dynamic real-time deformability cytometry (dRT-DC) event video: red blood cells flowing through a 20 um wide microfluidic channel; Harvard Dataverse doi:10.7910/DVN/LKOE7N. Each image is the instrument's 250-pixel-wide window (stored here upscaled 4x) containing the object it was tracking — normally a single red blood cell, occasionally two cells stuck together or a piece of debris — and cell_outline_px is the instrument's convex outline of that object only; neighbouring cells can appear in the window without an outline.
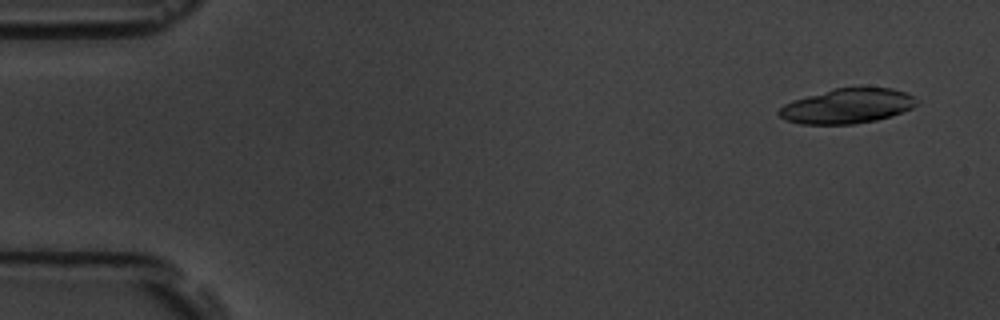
{"species": "common noctule bat (a hibernating species)", "species_latin": "Nyctalus noctula", "temperature_condition": "room temperature", "stored_images_in_passage": 9, "camera_frame_rate_fps": 3000, "um_per_image_px": 0.085, "animal": {"sex": "male", "body_mass_g": 19.5, "forearm_length_mm": 54.6}, "frame": {"image": 1, "passage_image": 1, "time_ms": 0.0, "image_size_px": [1000, 320], "cell_outline_px": [[920, 100], [912, 108], [892, 116], [876, 120], [856, 124], [800, 124], [784, 120], [776, 112], [784, 104], [792, 100], [836, 88], [892, 88], [904, 92]], "centroid_in_image_um": [72.01, 9.03], "position_along_channel_um": 13.0, "area_um2": 27.92}}